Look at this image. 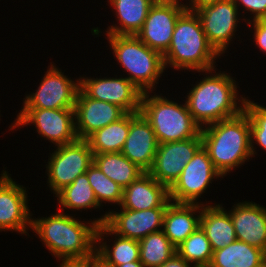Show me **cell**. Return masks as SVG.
<instances>
[{"mask_svg":"<svg viewBox=\"0 0 266 267\" xmlns=\"http://www.w3.org/2000/svg\"><path fill=\"white\" fill-rule=\"evenodd\" d=\"M108 236L109 238L113 237L108 239ZM111 241L112 243H109ZM139 251V240L118 236L104 223L98 225L96 232V253L108 264L119 266L132 261H140Z\"/></svg>","mask_w":266,"mask_h":267,"instance_id":"cb8c5ba5","label":"cell"},{"mask_svg":"<svg viewBox=\"0 0 266 267\" xmlns=\"http://www.w3.org/2000/svg\"><path fill=\"white\" fill-rule=\"evenodd\" d=\"M169 188L159 183L148 172L123 189V199L119 207L134 211L151 208H167L171 203Z\"/></svg>","mask_w":266,"mask_h":267,"instance_id":"ffe728a7","label":"cell"},{"mask_svg":"<svg viewBox=\"0 0 266 267\" xmlns=\"http://www.w3.org/2000/svg\"><path fill=\"white\" fill-rule=\"evenodd\" d=\"M154 95H152V94ZM156 92H144L141 114L150 122L159 144L196 137L201 127L188 111L185 100L178 103Z\"/></svg>","mask_w":266,"mask_h":267,"instance_id":"8992f818","label":"cell"},{"mask_svg":"<svg viewBox=\"0 0 266 267\" xmlns=\"http://www.w3.org/2000/svg\"><path fill=\"white\" fill-rule=\"evenodd\" d=\"M129 132V113L95 131L86 141L93 154L121 152Z\"/></svg>","mask_w":266,"mask_h":267,"instance_id":"83f0119b","label":"cell"},{"mask_svg":"<svg viewBox=\"0 0 266 267\" xmlns=\"http://www.w3.org/2000/svg\"><path fill=\"white\" fill-rule=\"evenodd\" d=\"M219 178L221 181L224 177L216 170L207 150L202 146L169 188L170 200L173 203L212 205V202H204L199 198H203L210 184Z\"/></svg>","mask_w":266,"mask_h":267,"instance_id":"9c48e42d","label":"cell"},{"mask_svg":"<svg viewBox=\"0 0 266 267\" xmlns=\"http://www.w3.org/2000/svg\"><path fill=\"white\" fill-rule=\"evenodd\" d=\"M161 267H192L185 259L175 253Z\"/></svg>","mask_w":266,"mask_h":267,"instance_id":"8d00e7d4","label":"cell"},{"mask_svg":"<svg viewBox=\"0 0 266 267\" xmlns=\"http://www.w3.org/2000/svg\"><path fill=\"white\" fill-rule=\"evenodd\" d=\"M5 169L0 174V232L14 231L29 236L33 213L29 208L28 190Z\"/></svg>","mask_w":266,"mask_h":267,"instance_id":"7c38bea8","label":"cell"},{"mask_svg":"<svg viewBox=\"0 0 266 267\" xmlns=\"http://www.w3.org/2000/svg\"><path fill=\"white\" fill-rule=\"evenodd\" d=\"M201 210V204L171 202L167 206L162 230L175 247L200 227Z\"/></svg>","mask_w":266,"mask_h":267,"instance_id":"7402d4cb","label":"cell"},{"mask_svg":"<svg viewBox=\"0 0 266 267\" xmlns=\"http://www.w3.org/2000/svg\"><path fill=\"white\" fill-rule=\"evenodd\" d=\"M83 267H113V265L108 264L102 257H100L96 252L82 261Z\"/></svg>","mask_w":266,"mask_h":267,"instance_id":"e575fe53","label":"cell"},{"mask_svg":"<svg viewBox=\"0 0 266 267\" xmlns=\"http://www.w3.org/2000/svg\"><path fill=\"white\" fill-rule=\"evenodd\" d=\"M34 92L25 94L21 109H74L80 77L71 79L50 62Z\"/></svg>","mask_w":266,"mask_h":267,"instance_id":"30bf717a","label":"cell"},{"mask_svg":"<svg viewBox=\"0 0 266 267\" xmlns=\"http://www.w3.org/2000/svg\"><path fill=\"white\" fill-rule=\"evenodd\" d=\"M114 76L91 78L80 75V88L90 98L115 104L126 113L140 112L143 93L126 77Z\"/></svg>","mask_w":266,"mask_h":267,"instance_id":"5bb4252c","label":"cell"},{"mask_svg":"<svg viewBox=\"0 0 266 267\" xmlns=\"http://www.w3.org/2000/svg\"><path fill=\"white\" fill-rule=\"evenodd\" d=\"M109 7H112L113 16L117 24L108 26L104 32L100 28L91 29L92 35L99 37L105 35H136L142 28L148 15L151 0H107ZM119 24V25H118ZM118 25V26H117Z\"/></svg>","mask_w":266,"mask_h":267,"instance_id":"44dd1931","label":"cell"},{"mask_svg":"<svg viewBox=\"0 0 266 267\" xmlns=\"http://www.w3.org/2000/svg\"><path fill=\"white\" fill-rule=\"evenodd\" d=\"M200 227L210 241L213 252L237 240L230 213L222 203L202 205Z\"/></svg>","mask_w":266,"mask_h":267,"instance_id":"603a6c76","label":"cell"},{"mask_svg":"<svg viewBox=\"0 0 266 267\" xmlns=\"http://www.w3.org/2000/svg\"><path fill=\"white\" fill-rule=\"evenodd\" d=\"M229 211L236 238L266 253V208L253 201L235 202Z\"/></svg>","mask_w":266,"mask_h":267,"instance_id":"d6986e66","label":"cell"},{"mask_svg":"<svg viewBox=\"0 0 266 267\" xmlns=\"http://www.w3.org/2000/svg\"><path fill=\"white\" fill-rule=\"evenodd\" d=\"M151 1L153 4H174L184 8H186V3H187V0H185V2H183L184 0H151Z\"/></svg>","mask_w":266,"mask_h":267,"instance_id":"74e56055","label":"cell"},{"mask_svg":"<svg viewBox=\"0 0 266 267\" xmlns=\"http://www.w3.org/2000/svg\"><path fill=\"white\" fill-rule=\"evenodd\" d=\"M186 11L174 4H153L136 36L162 55L168 50L177 19Z\"/></svg>","mask_w":266,"mask_h":267,"instance_id":"e0dca14e","label":"cell"},{"mask_svg":"<svg viewBox=\"0 0 266 267\" xmlns=\"http://www.w3.org/2000/svg\"><path fill=\"white\" fill-rule=\"evenodd\" d=\"M202 146L200 133L183 141L158 144L153 166L148 173L159 183L170 188Z\"/></svg>","mask_w":266,"mask_h":267,"instance_id":"9a60e30c","label":"cell"},{"mask_svg":"<svg viewBox=\"0 0 266 267\" xmlns=\"http://www.w3.org/2000/svg\"><path fill=\"white\" fill-rule=\"evenodd\" d=\"M139 244L140 261L145 267H161L176 253V247L163 230L145 236L139 240Z\"/></svg>","mask_w":266,"mask_h":267,"instance_id":"f1b7e54d","label":"cell"},{"mask_svg":"<svg viewBox=\"0 0 266 267\" xmlns=\"http://www.w3.org/2000/svg\"><path fill=\"white\" fill-rule=\"evenodd\" d=\"M55 197H57L55 200L59 203L57 205L58 210L65 212L66 209V213L69 210L72 212H76V210L82 212V210L90 209L91 211L92 209L102 210L86 173L79 175L71 184L60 190Z\"/></svg>","mask_w":266,"mask_h":267,"instance_id":"484cf974","label":"cell"},{"mask_svg":"<svg viewBox=\"0 0 266 267\" xmlns=\"http://www.w3.org/2000/svg\"><path fill=\"white\" fill-rule=\"evenodd\" d=\"M217 67L198 71L201 79L188 90L184 97L194 121L203 128L209 124L239 115L244 110L247 97L240 95V88L230 72L218 71Z\"/></svg>","mask_w":266,"mask_h":267,"instance_id":"7a4b0ae2","label":"cell"},{"mask_svg":"<svg viewBox=\"0 0 266 267\" xmlns=\"http://www.w3.org/2000/svg\"><path fill=\"white\" fill-rule=\"evenodd\" d=\"M176 253L192 267H208L213 250L205 232L199 227L176 247Z\"/></svg>","mask_w":266,"mask_h":267,"instance_id":"f546056e","label":"cell"},{"mask_svg":"<svg viewBox=\"0 0 266 267\" xmlns=\"http://www.w3.org/2000/svg\"><path fill=\"white\" fill-rule=\"evenodd\" d=\"M248 29L253 36V43L255 42L254 47L257 46L263 54L266 55V21L265 20H254L246 23ZM251 28V29H250Z\"/></svg>","mask_w":266,"mask_h":267,"instance_id":"836d02e7","label":"cell"},{"mask_svg":"<svg viewBox=\"0 0 266 267\" xmlns=\"http://www.w3.org/2000/svg\"><path fill=\"white\" fill-rule=\"evenodd\" d=\"M220 1L222 0H187L185 9L190 12H196L205 6L212 5Z\"/></svg>","mask_w":266,"mask_h":267,"instance_id":"d590c367","label":"cell"},{"mask_svg":"<svg viewBox=\"0 0 266 267\" xmlns=\"http://www.w3.org/2000/svg\"><path fill=\"white\" fill-rule=\"evenodd\" d=\"M75 129L78 139L86 140L95 131L118 121L126 112L119 106L90 98L81 88L76 97Z\"/></svg>","mask_w":266,"mask_h":267,"instance_id":"2e32d148","label":"cell"},{"mask_svg":"<svg viewBox=\"0 0 266 267\" xmlns=\"http://www.w3.org/2000/svg\"><path fill=\"white\" fill-rule=\"evenodd\" d=\"M86 174L102 210L103 204L106 206L107 203L119 208L123 199V188L109 179L94 163L87 169Z\"/></svg>","mask_w":266,"mask_h":267,"instance_id":"4dcf8cb0","label":"cell"},{"mask_svg":"<svg viewBox=\"0 0 266 267\" xmlns=\"http://www.w3.org/2000/svg\"><path fill=\"white\" fill-rule=\"evenodd\" d=\"M75 215L56 210L48 217L46 215V217L32 218V232L36 233V237L38 236L37 238L59 263L82 262L96 252L98 224L92 219L81 221V218L77 219Z\"/></svg>","mask_w":266,"mask_h":267,"instance_id":"6da1fadb","label":"cell"},{"mask_svg":"<svg viewBox=\"0 0 266 267\" xmlns=\"http://www.w3.org/2000/svg\"><path fill=\"white\" fill-rule=\"evenodd\" d=\"M117 209V210H116ZM105 214L92 218L98 225L105 224L113 233L124 238L141 240L145 236L163 229L166 208H151L134 211L116 207Z\"/></svg>","mask_w":266,"mask_h":267,"instance_id":"4fadbf2b","label":"cell"},{"mask_svg":"<svg viewBox=\"0 0 266 267\" xmlns=\"http://www.w3.org/2000/svg\"><path fill=\"white\" fill-rule=\"evenodd\" d=\"M203 147L223 176L252 160L250 123L245 110L239 115L201 128Z\"/></svg>","mask_w":266,"mask_h":267,"instance_id":"3957f363","label":"cell"},{"mask_svg":"<svg viewBox=\"0 0 266 267\" xmlns=\"http://www.w3.org/2000/svg\"><path fill=\"white\" fill-rule=\"evenodd\" d=\"M45 162L47 186L56 195L93 164L94 154L86 140L54 147Z\"/></svg>","mask_w":266,"mask_h":267,"instance_id":"52a82bcc","label":"cell"},{"mask_svg":"<svg viewBox=\"0 0 266 267\" xmlns=\"http://www.w3.org/2000/svg\"><path fill=\"white\" fill-rule=\"evenodd\" d=\"M16 116L9 125L11 132L27 125L29 128L35 126L39 137L53 143V147L70 144L78 139L74 109H21Z\"/></svg>","mask_w":266,"mask_h":267,"instance_id":"ba28073f","label":"cell"},{"mask_svg":"<svg viewBox=\"0 0 266 267\" xmlns=\"http://www.w3.org/2000/svg\"><path fill=\"white\" fill-rule=\"evenodd\" d=\"M221 55L209 43L195 12L185 11L178 19L168 50L163 54L165 69L206 71L218 66Z\"/></svg>","mask_w":266,"mask_h":267,"instance_id":"277c9868","label":"cell"},{"mask_svg":"<svg viewBox=\"0 0 266 267\" xmlns=\"http://www.w3.org/2000/svg\"><path fill=\"white\" fill-rule=\"evenodd\" d=\"M57 267H83L81 261H62Z\"/></svg>","mask_w":266,"mask_h":267,"instance_id":"f35d334b","label":"cell"},{"mask_svg":"<svg viewBox=\"0 0 266 267\" xmlns=\"http://www.w3.org/2000/svg\"><path fill=\"white\" fill-rule=\"evenodd\" d=\"M232 1L234 2V4L237 6L238 9L240 8L239 12L242 11L243 14H241V16L242 17L244 16L243 19L245 23L254 20H264V18L266 17V0H232ZM245 14L246 16H248L247 18Z\"/></svg>","mask_w":266,"mask_h":267,"instance_id":"d6a6232c","label":"cell"},{"mask_svg":"<svg viewBox=\"0 0 266 267\" xmlns=\"http://www.w3.org/2000/svg\"><path fill=\"white\" fill-rule=\"evenodd\" d=\"M113 267H145L141 261H132L128 262L126 264H122L119 266H113Z\"/></svg>","mask_w":266,"mask_h":267,"instance_id":"ab89813d","label":"cell"},{"mask_svg":"<svg viewBox=\"0 0 266 267\" xmlns=\"http://www.w3.org/2000/svg\"><path fill=\"white\" fill-rule=\"evenodd\" d=\"M208 267H266V253L245 242L235 240L213 252Z\"/></svg>","mask_w":266,"mask_h":267,"instance_id":"d4e9b609","label":"cell"},{"mask_svg":"<svg viewBox=\"0 0 266 267\" xmlns=\"http://www.w3.org/2000/svg\"><path fill=\"white\" fill-rule=\"evenodd\" d=\"M250 99L246 98L244 110L249 116L251 152L254 158L257 155V146L266 151V106Z\"/></svg>","mask_w":266,"mask_h":267,"instance_id":"1f68e13d","label":"cell"},{"mask_svg":"<svg viewBox=\"0 0 266 267\" xmlns=\"http://www.w3.org/2000/svg\"><path fill=\"white\" fill-rule=\"evenodd\" d=\"M119 67L142 93L157 91L159 79L167 69L163 55L149 48L136 35H106Z\"/></svg>","mask_w":266,"mask_h":267,"instance_id":"5b68a950","label":"cell"},{"mask_svg":"<svg viewBox=\"0 0 266 267\" xmlns=\"http://www.w3.org/2000/svg\"><path fill=\"white\" fill-rule=\"evenodd\" d=\"M195 13L200 19L209 43L224 57L223 55L229 50L230 43L233 39L235 41V35L238 36L237 31H239L241 21H244L241 17L242 13L232 0H222L205 6Z\"/></svg>","mask_w":266,"mask_h":267,"instance_id":"8fae6325","label":"cell"},{"mask_svg":"<svg viewBox=\"0 0 266 267\" xmlns=\"http://www.w3.org/2000/svg\"><path fill=\"white\" fill-rule=\"evenodd\" d=\"M93 163L123 189L144 173L121 152L94 154Z\"/></svg>","mask_w":266,"mask_h":267,"instance_id":"4316f807","label":"cell"},{"mask_svg":"<svg viewBox=\"0 0 266 267\" xmlns=\"http://www.w3.org/2000/svg\"><path fill=\"white\" fill-rule=\"evenodd\" d=\"M158 144L150 122L141 112L129 113V132L121 153L148 172L153 166Z\"/></svg>","mask_w":266,"mask_h":267,"instance_id":"ac0fdd59","label":"cell"}]
</instances>
